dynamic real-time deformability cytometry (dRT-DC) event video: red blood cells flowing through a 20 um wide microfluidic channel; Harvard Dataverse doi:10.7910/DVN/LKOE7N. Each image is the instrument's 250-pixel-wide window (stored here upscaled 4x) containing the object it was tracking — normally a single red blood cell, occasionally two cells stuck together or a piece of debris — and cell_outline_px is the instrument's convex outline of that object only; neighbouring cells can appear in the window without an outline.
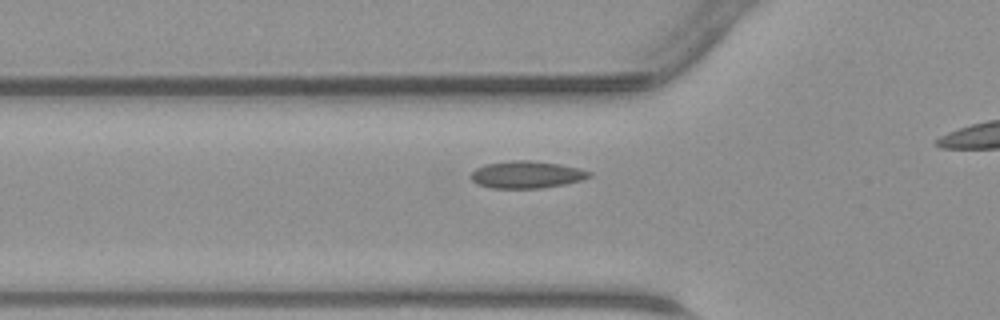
{"species": "common noctule bat (a hibernating species)", "species_latin": "Nyctalus noctula", "temperature_condition": "warm", "stored_images_in_passage": 33, "camera_frame_rate_fps": 3000, "um_per_image_px": 0.085, "animal": {"sex": "male", "body_mass_g": 23.1, "forearm_length_mm": 52.7}, "frame": {"image": 1, "passage_image": 11, "time_ms": 3.333, "image_size_px": [1000, 320], "cell_outline_px": [[592, 176], [580, 180], [564, 184], [544, 188], [492, 188], [476, 184], [472, 180], [472, 172], [476, 168], [484, 164], [512, 160], [532, 160], [560, 164], [580, 168], [592, 172]], "centroid_in_image_um": [44.77, 14.84], "position_along_channel_um": 81.0, "area_um2": 18.84}}
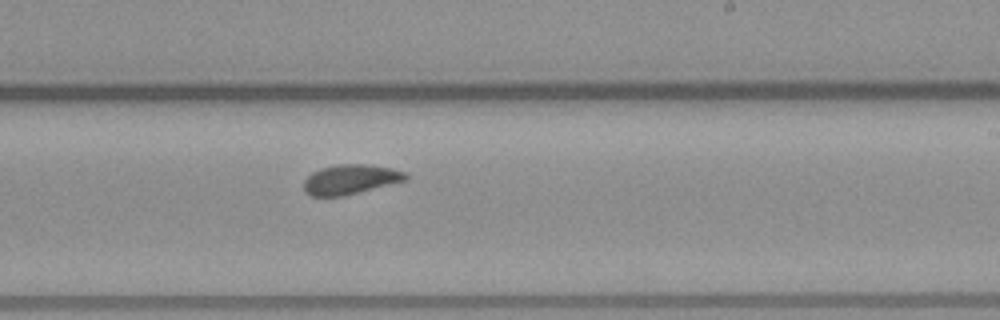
{"frame": {"image": 2, "passage_image": 23, "time_ms": 7.333, "image_size_px": [1000, 320], "cell_outline_px": [[408, 180], [344, 196], [312, 196], [304, 192], [304, 180], [312, 172], [320, 168], [340, 164], [368, 164], [392, 168], [408, 172]], "centroid_in_image_um": [29.82, 15.24], "position_along_channel_um": 259.2, "area_um2": 17.86}}
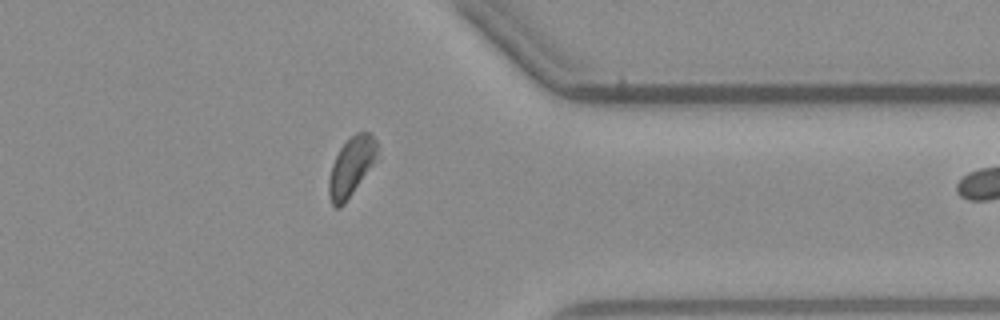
{"frame": {"image": 3, "passage_image": 32, "time_ms": 10.333, "image_size_px": [1000, 320], "cell_outline_px": [[380, 160], [344, 204], [340, 208], [336, 208], [332, 204], [328, 196], [328, 180], [332, 164], [340, 148], [356, 132], [372, 132], [376, 140]], "centroid_in_image_um": [29.92, 14.18], "position_along_channel_um": 381.5, "area_um2": 17.34}}